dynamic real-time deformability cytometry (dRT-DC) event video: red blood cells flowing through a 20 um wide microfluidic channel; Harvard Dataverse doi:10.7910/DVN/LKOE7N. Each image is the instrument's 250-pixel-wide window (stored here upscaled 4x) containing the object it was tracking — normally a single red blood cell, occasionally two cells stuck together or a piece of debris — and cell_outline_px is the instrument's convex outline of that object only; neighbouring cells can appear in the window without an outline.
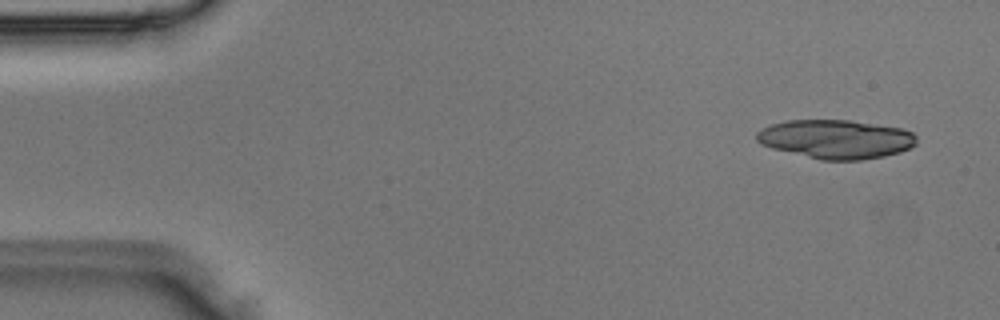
{"species": "Egyptian fruit bat (a non-hibernating species)", "species_latin": "Rousettus aegyptiacus", "temperature_condition": "room temperature", "stored_images_in_passage": 17, "camera_frame_rate_fps": 3000, "um_per_image_px": 0.085, "animal": {"sex": "male"}, "frame": {"image": 1, "passage_image": 3, "time_ms": 0.667, "image_size_px": [1000, 320], "cell_outline_px": [[916, 144], [900, 152], [884, 156], [860, 160], [820, 160], [772, 148], [760, 144], [756, 140], [756, 132], [760, 128], [772, 124], [788, 120], [848, 120], [904, 128], [912, 132], [916, 136]], "centroid_in_image_um": [71.04, 11.82], "position_along_channel_um": 14.0, "area_um2": 36.36}}